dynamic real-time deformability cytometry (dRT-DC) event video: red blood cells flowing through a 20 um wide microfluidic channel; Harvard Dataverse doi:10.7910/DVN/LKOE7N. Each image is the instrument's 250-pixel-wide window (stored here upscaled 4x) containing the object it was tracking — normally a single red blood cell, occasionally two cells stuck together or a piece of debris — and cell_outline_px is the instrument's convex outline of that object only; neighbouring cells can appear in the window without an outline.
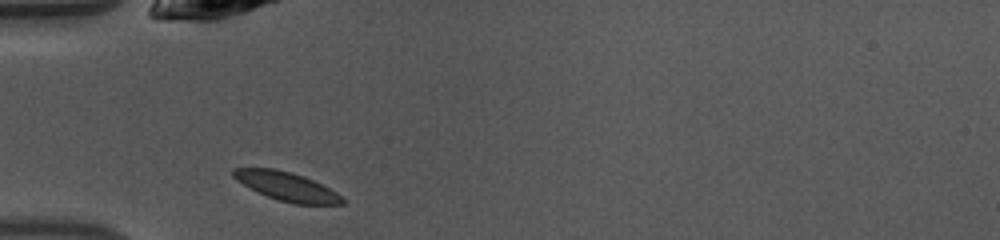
{"species": "common noctule bat (a hibernating species)", "species_latin": "Nyctalus noctula", "temperature_condition": "warm", "stored_images_in_passage": 34, "camera_frame_rate_fps": 3000, "um_per_image_px": 0.085, "animal": {"sex": "female", "body_mass_g": 10.0, "forearm_length_mm": 53.1}, "frame": {"image": 1, "passage_image": 1, "time_ms": 0.0, "image_size_px": [1000, 240], "cell_outline_px": [[344, 204], [292, 204], [268, 196], [244, 184], [232, 176], [232, 168], [276, 168], [292, 172], [304, 176], [336, 192], [344, 200]], "centroid_in_image_um": [24.37, 15.83], "position_along_channel_um": 60.6, "area_um2": 17.86}}
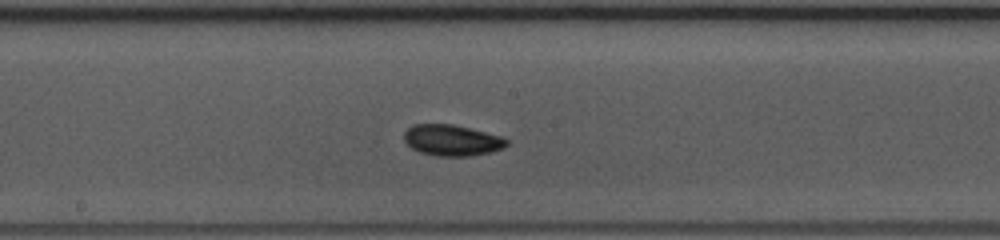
{"frame": {"image": 2, "passage_image": 12, "time_ms": 3.667, "image_size_px": [1000, 240], "cell_outline_px": [[508, 144], [504, 148], [492, 152], [468, 156], [436, 156], [420, 152], [412, 148], [404, 140], [404, 132], [412, 124], [452, 124], [504, 136], [508, 140]], "centroid_in_image_um": [38.44, 11.92], "position_along_channel_um": 209.8, "area_um2": 18.73}}
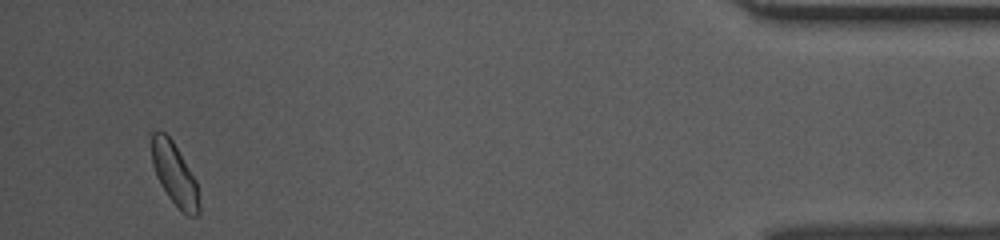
{"frame": {"image": 3, "passage_image": 32, "time_ms": 10.333, "image_size_px": [1000, 240], "cell_outline_px": [[200, 212], [196, 216], [188, 216], [180, 212], [168, 196], [160, 184], [156, 176], [152, 164], [152, 132], [164, 132], [172, 140], [196, 180], [200, 204]], "centroid_in_image_um": [14.85, 14.87], "position_along_channel_um": 420.3, "area_um2": 17.22}, "authors_computed_cell_mechanics": {"area_um2": 17.5423, "velocity_mm_per_s": 4.1556, "shape_relaxation_time_tau1_ms": 3.2976, "shape_relaxation_time_tau2_ms": 1.07, "deformation_change_tau1": 0.0794, "deformation_change_tau2": 0.0347}}